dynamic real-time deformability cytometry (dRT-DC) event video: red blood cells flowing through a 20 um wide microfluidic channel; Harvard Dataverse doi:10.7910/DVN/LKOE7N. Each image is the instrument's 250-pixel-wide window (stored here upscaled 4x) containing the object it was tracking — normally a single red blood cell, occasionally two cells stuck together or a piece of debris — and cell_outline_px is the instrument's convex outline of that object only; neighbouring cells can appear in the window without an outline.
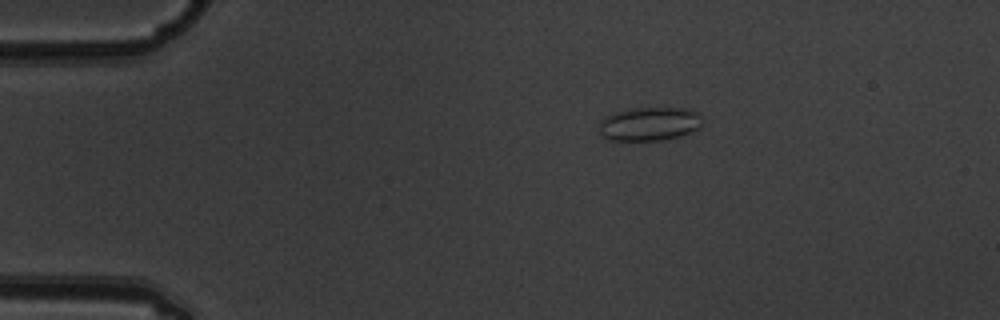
{"species": "common noctule bat (a hibernating species)", "species_latin": "Nyctalus noctula", "temperature_condition": "warm", "stored_images_in_passage": 5, "camera_frame_rate_fps": 3000, "um_per_image_px": 0.085, "animal": {"sex": "male", "body_mass_g": 19.5, "forearm_length_mm": 54.6}, "frame": {"image": 1, "passage_image": 4, "time_ms": 1.0, "image_size_px": [1000, 320], "cell_outline_px": [[704, 124], [700, 128], [692, 132], [680, 136], [660, 140], [608, 140], [600, 136], [600, 120], [604, 116], [612, 112], [628, 108], [692, 108], [700, 112]], "centroid_in_image_um": [55.23, 10.51], "position_along_channel_um": 29.8, "area_um2": 20.87}}